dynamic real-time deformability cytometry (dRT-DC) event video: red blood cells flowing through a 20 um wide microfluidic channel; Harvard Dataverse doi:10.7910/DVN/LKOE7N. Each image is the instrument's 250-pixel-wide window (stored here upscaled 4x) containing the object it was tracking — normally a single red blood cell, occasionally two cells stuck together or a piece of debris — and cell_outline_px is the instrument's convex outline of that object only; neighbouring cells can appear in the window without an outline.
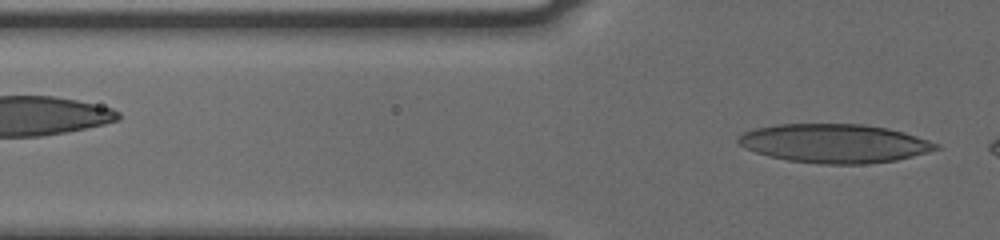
{"species": "human", "species_latin": "Homo sapiens", "temperature_condition": "cold", "stored_images_in_passage": 3, "camera_frame_rate_fps": 3000, "um_per_image_px": 0.085, "donor": {"sex": "male"}, "frame": {"image": 1, "passage_image": 3, "time_ms": 0.667, "image_size_px": [1000, 240], "cell_outline_px": [[940, 148], [928, 152], [896, 160], [864, 164], [824, 164], [788, 160], [768, 156], [744, 148], [736, 140], [736, 136], [744, 132], [756, 128], [776, 124], [860, 124], [888, 128], [904, 132], [940, 144]], "centroid_in_image_um": [70.91, 12.18], "position_along_channel_um": 54.9, "area_um2": 44.68}}